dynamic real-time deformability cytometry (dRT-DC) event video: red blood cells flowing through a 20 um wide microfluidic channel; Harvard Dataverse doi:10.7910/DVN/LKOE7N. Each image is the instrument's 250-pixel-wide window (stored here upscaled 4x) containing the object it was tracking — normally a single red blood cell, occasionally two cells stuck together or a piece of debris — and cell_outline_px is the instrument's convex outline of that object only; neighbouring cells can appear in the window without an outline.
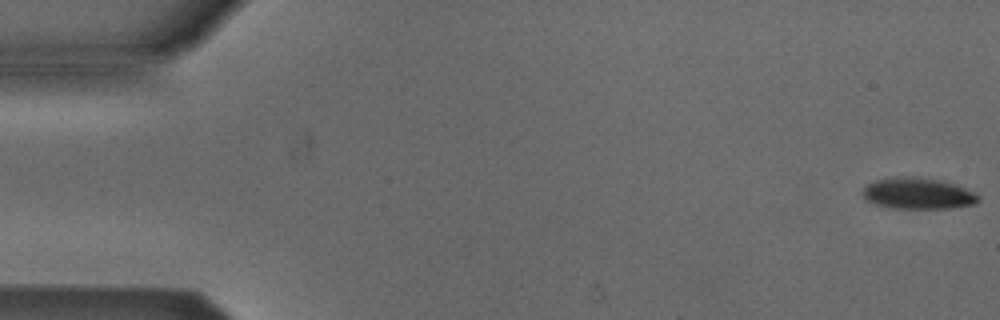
{"species": "Egyptian fruit bat (a non-hibernating species)", "species_latin": "Rousettus aegyptiacus", "temperature_condition": "cold", "stored_images_in_passage": 4, "camera_frame_rate_fps": 3000, "um_per_image_px": 0.085, "animal": {"sex": "male"}, "frame": {"image": 1, "passage_image": 1, "time_ms": 0.0, "image_size_px": [1000, 320], "cell_outline_px": [[980, 200], [976, 204], [952, 208], [896, 208], [872, 204], [864, 200], [860, 192], [868, 184], [876, 180], [904, 176], [940, 180], [956, 184], [976, 192], [980, 196]], "centroid_in_image_um": [78.04, 16.46], "position_along_channel_um": 7.0, "area_um2": 21.27}}
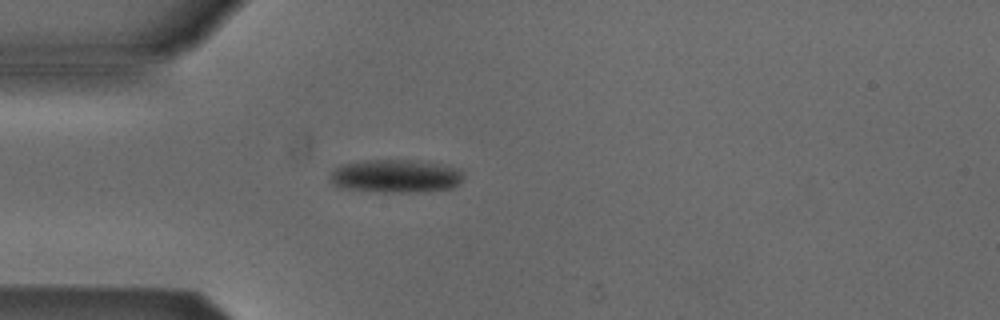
{"frame": {"image": 2, "passage_image": 4, "time_ms": 4.667, "image_size_px": [1000, 320], "cell_outline_px": [[464, 176], [460, 184], [452, 188], [408, 192], [384, 192], [340, 188], [332, 184], [328, 180], [328, 176], [340, 164], [364, 160], [412, 160], [440, 164], [460, 168]], "centroid_in_image_um": [33.6, 14.96], "position_along_channel_um": 51.4, "area_um2": 26.01}}